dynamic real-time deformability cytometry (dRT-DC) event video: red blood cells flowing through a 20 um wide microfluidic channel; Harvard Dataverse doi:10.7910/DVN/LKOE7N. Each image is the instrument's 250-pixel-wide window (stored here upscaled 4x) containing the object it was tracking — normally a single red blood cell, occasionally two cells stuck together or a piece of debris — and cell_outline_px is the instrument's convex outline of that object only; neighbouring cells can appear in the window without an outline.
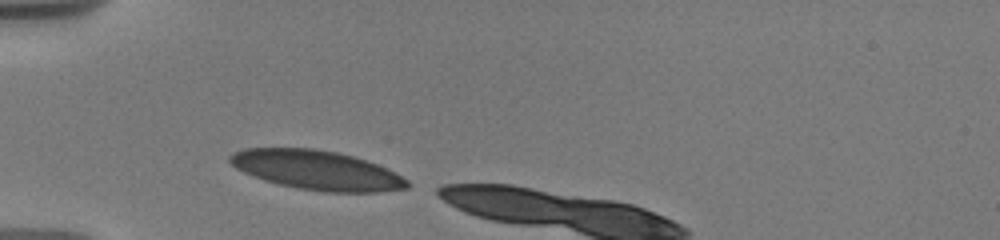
{"species": "human", "species_latin": "Homo sapiens", "temperature_condition": "warm", "stored_images_in_passage": 5, "camera_frame_rate_fps": 3000, "um_per_image_px": 0.085, "donor": {"sex": "male"}, "frame": {"image": 1, "passage_image": 1, "time_ms": 0.0, "image_size_px": [1000, 240], "cell_outline_px": [[412, 184], [408, 188], [380, 192], [324, 192], [300, 188], [280, 184], [244, 172], [236, 168], [228, 160], [228, 156], [244, 148], [312, 148], [336, 152], [352, 156], [376, 164], [396, 172], [408, 180]], "centroid_in_image_um": [26.98, 14.46], "position_along_channel_um": 58.0, "area_um2": 40.29}}
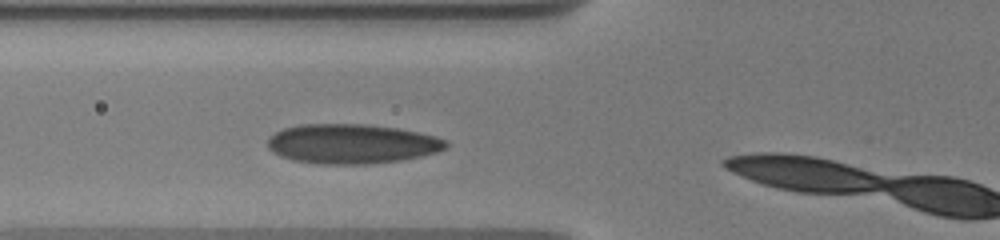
{"frame": {"image": 2, "passage_image": 4, "time_ms": 1.333, "image_size_px": [1000, 240], "cell_outline_px": [[448, 148], [436, 152], [420, 156], [400, 160], [368, 164], [320, 164], [292, 160], [280, 156], [272, 152], [268, 148], [268, 136], [284, 128], [300, 124], [368, 124], [396, 128], [436, 136], [448, 140]], "centroid_in_image_um": [29.89, 12.22], "position_along_channel_um": 95.9, "area_um2": 41.33}}